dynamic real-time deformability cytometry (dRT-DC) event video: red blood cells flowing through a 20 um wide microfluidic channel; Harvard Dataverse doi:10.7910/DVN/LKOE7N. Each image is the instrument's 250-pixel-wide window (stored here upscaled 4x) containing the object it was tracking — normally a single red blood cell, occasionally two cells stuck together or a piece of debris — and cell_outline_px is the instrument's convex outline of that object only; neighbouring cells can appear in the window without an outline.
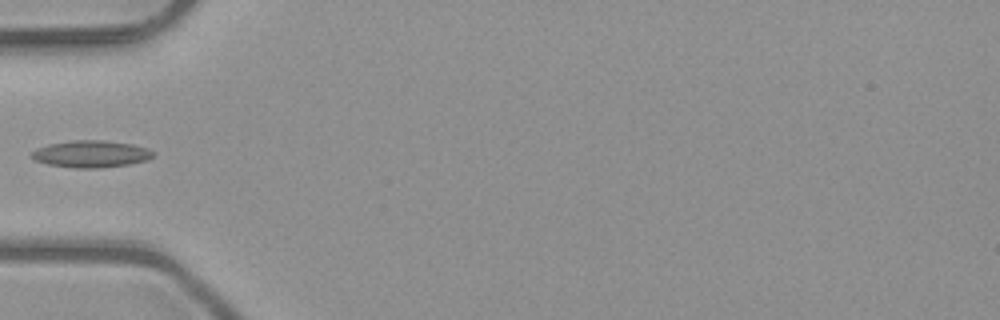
{"species": "common noctule bat (a hibernating species)", "species_latin": "Nyctalus noctula", "temperature_condition": "room temperature", "stored_images_in_passage": 5, "camera_frame_rate_fps": 3000, "um_per_image_px": 0.085, "animal": {"sex": "male", "body_mass_g": 23.1, "forearm_length_mm": 52.7}, "frame": {"image": 1, "passage_image": 5, "time_ms": 1.333, "image_size_px": [1000, 320], "cell_outline_px": [[156, 152], [148, 160], [128, 164], [100, 168], [72, 168], [48, 164], [36, 160], [32, 156], [32, 152], [48, 144], [72, 140], [104, 140], [132, 144], [148, 148]], "centroid_in_image_um": [7.79, 13.08], "position_along_channel_um": 77.2, "area_um2": 19.02}}